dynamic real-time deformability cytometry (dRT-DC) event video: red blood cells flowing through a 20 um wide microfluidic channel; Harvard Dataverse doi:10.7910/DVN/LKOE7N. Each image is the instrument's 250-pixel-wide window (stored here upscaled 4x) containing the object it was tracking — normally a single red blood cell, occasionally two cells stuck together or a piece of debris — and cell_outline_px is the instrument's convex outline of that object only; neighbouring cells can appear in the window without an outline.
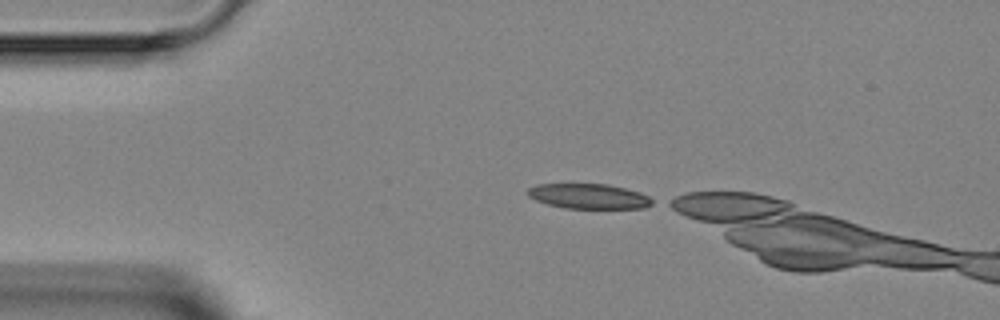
{"species": "Egyptian fruit bat (a non-hibernating species)", "species_latin": "Rousettus aegyptiacus", "temperature_condition": "room temperature", "stored_images_in_passage": 3, "camera_frame_rate_fps": 3000, "um_per_image_px": 0.085, "animal": {"sex": "female"}, "frame": {"image": 1, "passage_image": 1, "time_ms": 0.0, "image_size_px": [1000, 320], "cell_outline_px": [[656, 200], [652, 204], [644, 208], [564, 208], [548, 204], [536, 200], [528, 196], [528, 188], [536, 184], [608, 184], [640, 192]], "centroid_in_image_um": [50.07, 16.68], "position_along_channel_um": 34.9, "area_um2": 18.15}}